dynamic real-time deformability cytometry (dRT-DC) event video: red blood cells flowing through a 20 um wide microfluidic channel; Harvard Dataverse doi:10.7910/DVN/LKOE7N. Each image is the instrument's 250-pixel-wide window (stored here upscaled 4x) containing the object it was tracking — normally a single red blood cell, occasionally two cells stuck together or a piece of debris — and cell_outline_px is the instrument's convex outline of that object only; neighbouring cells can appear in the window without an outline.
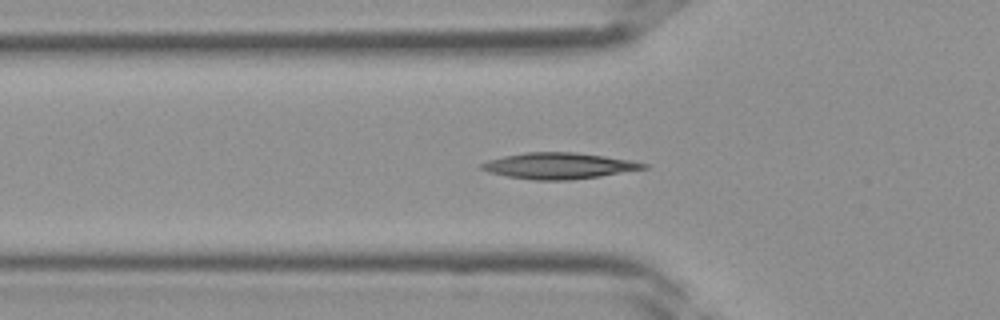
{"species": "Egyptian fruit bat (a non-hibernating species)", "species_latin": "Rousettus aegyptiacus", "temperature_condition": "room temperature", "stored_images_in_passage": 30, "camera_frame_rate_fps": 3000, "um_per_image_px": 0.085, "frame": {"image": 1, "passage_image": 4, "time_ms": 1.0, "image_size_px": [1000, 320], "cell_outline_px": [[648, 168], [600, 176], [572, 180], [536, 180], [508, 176], [488, 172], [480, 168], [480, 164], [488, 160], [504, 156], [524, 152], [576, 152], [632, 160], [648, 164]], "centroid_in_image_um": [47.51, 14.09], "position_along_channel_um": 78.3, "area_um2": 24.62}}
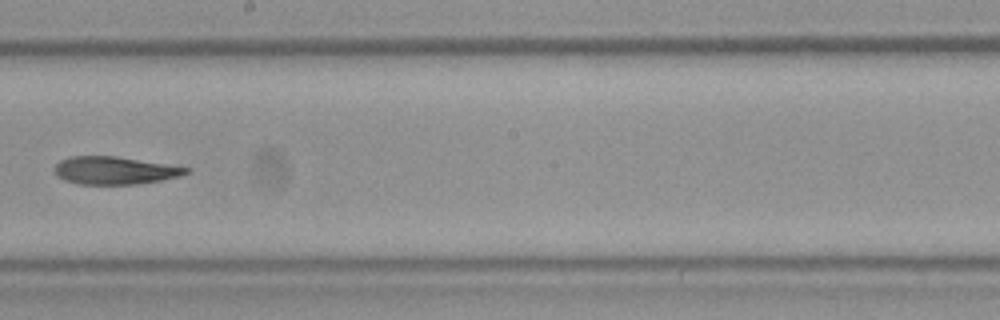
{"frame": {"image": 2, "passage_image": 13, "time_ms": 4.0, "image_size_px": [1000, 320], "cell_outline_px": [[192, 172], [180, 176], [160, 180], [136, 184], [76, 184], [64, 180], [56, 176], [52, 168], [60, 160], [72, 156], [116, 156], [192, 168]], "centroid_in_image_um": [9.73, 14.49], "position_along_channel_um": 238.5, "area_um2": 21.44}}
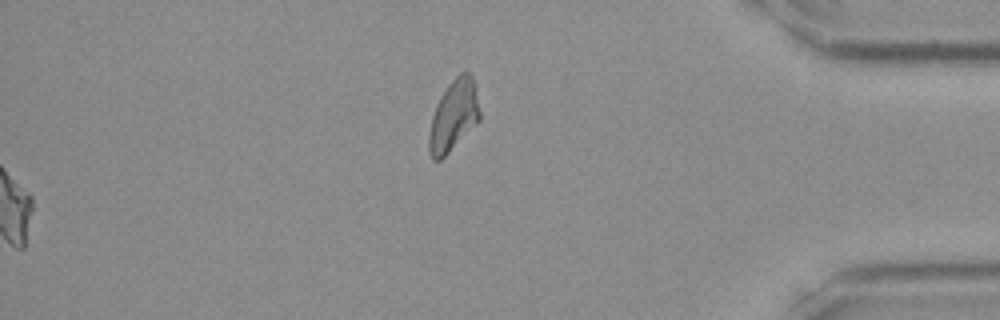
{"frame": {"image": 3, "passage_image": 30, "time_ms": 9.667, "image_size_px": [1000, 320], "cell_outline_px": [[480, 120], [440, 160], [432, 160], [428, 152], [428, 136], [432, 116], [436, 104], [440, 96], [448, 84], [460, 72], [468, 72], [472, 76], [476, 84], [480, 112]], "centroid_in_image_um": [38.55, 9.81], "position_along_channel_um": 396.6, "area_um2": 21.1}}